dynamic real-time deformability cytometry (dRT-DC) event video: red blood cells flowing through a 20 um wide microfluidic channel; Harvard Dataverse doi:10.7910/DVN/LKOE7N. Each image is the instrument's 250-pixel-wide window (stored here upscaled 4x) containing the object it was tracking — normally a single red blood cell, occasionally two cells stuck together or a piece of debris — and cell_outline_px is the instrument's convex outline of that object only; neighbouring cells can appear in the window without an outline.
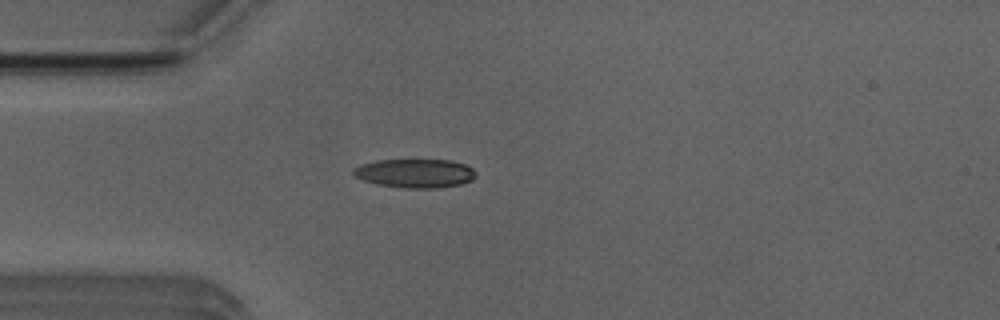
{"species": "Egyptian fruit bat (a non-hibernating species)", "species_latin": "Rousettus aegyptiacus", "temperature_condition": "room temperature", "stored_images_in_passage": 3, "camera_frame_rate_fps": 3000, "um_per_image_px": 0.085, "animal": {"sex": "male"}, "frame": {"image": 1, "passage_image": 3, "time_ms": 2.333, "image_size_px": [1000, 320], "cell_outline_px": [[476, 176], [472, 180], [460, 184], [436, 188], [404, 188], [376, 184], [364, 180], [356, 176], [352, 172], [352, 168], [360, 164], [376, 160], [452, 160], [464, 164], [472, 168], [476, 172]], "centroid_in_image_um": [35.27, 14.72], "position_along_channel_um": 49.7, "area_um2": 20.63}}